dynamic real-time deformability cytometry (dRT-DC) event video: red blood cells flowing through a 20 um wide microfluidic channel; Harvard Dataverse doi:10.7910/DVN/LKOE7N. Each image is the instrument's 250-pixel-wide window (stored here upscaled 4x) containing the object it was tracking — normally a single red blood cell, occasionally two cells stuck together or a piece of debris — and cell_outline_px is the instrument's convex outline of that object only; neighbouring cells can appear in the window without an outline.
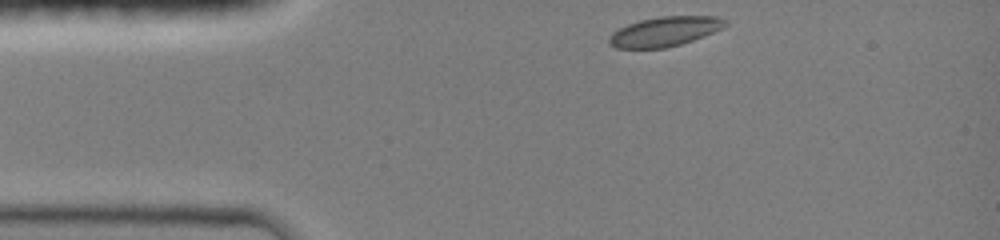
{"species": "common noctule bat (a hibernating species)", "species_latin": "Nyctalus noctula", "temperature_condition": "room temperature", "stored_images_in_passage": 3, "camera_frame_rate_fps": 3000, "um_per_image_px": 0.085, "animal": {"sex": "female", "body_mass_g": 19.0, "forearm_length_mm": 51.5}, "frame": {"image": 1, "passage_image": 1, "time_ms": 0.0, "image_size_px": [1000, 240], "cell_outline_px": [[728, 24], [724, 28], [704, 36], [680, 44], [664, 48], [616, 48], [608, 44], [608, 36], [612, 32], [628, 24], [640, 20], [660, 16], [716, 16], [728, 20]], "centroid_in_image_um": [56.51, 2.67], "position_along_channel_um": 28.5, "area_um2": 20.17}}